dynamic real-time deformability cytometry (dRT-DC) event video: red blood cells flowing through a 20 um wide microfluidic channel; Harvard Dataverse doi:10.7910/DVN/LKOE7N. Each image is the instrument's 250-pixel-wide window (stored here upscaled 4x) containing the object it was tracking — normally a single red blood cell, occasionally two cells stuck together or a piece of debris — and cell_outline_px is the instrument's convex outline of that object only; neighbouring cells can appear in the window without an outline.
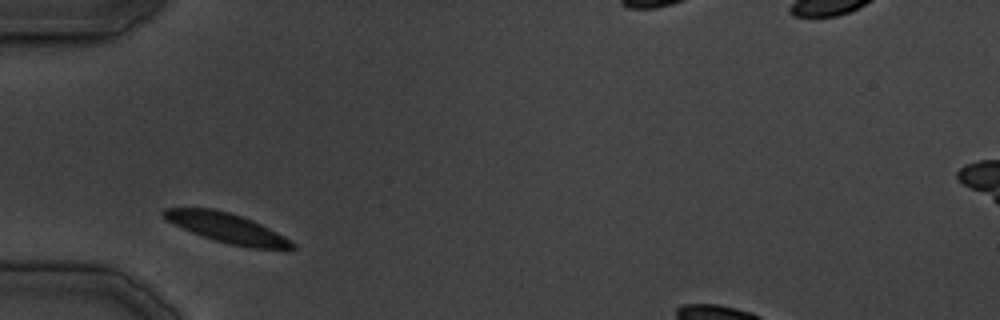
{"species": "common noctule bat (a hibernating species)", "species_latin": "Nyctalus noctula", "temperature_condition": "cold", "stored_images_in_passage": 7, "camera_frame_rate_fps": 3000, "um_per_image_px": 0.085, "animal": {"sex": "male", "body_mass_g": 19.5, "forearm_length_mm": 54.6}, "frame": {"image": 1, "passage_image": 1, "time_ms": 0.0, "image_size_px": [1000, 320], "cell_outline_px": [[296, 248], [288, 252], [248, 248], [216, 240], [192, 232], [168, 220], [160, 212], [164, 208], [212, 208], [228, 212], [252, 220], [276, 232], [296, 244]], "centroid_in_image_um": [19.41, 19.42], "position_along_channel_um": 65.6, "area_um2": 22.2}}
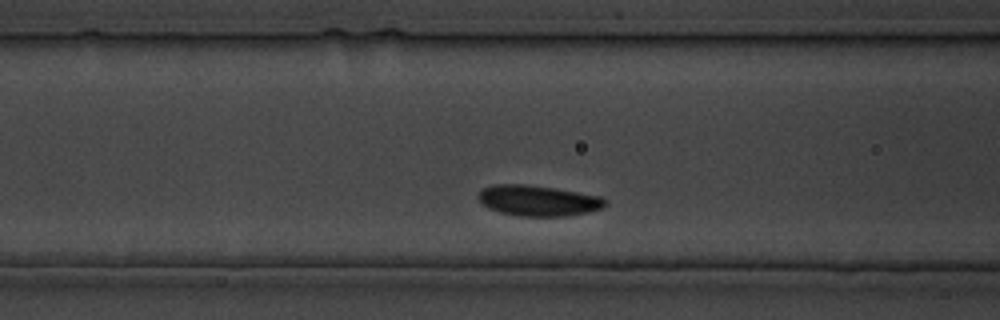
{"frame": {"image": 2, "passage_image": 4, "time_ms": 4.333, "image_size_px": [1000, 320], "cell_outline_px": [[608, 204], [604, 208], [588, 212], [564, 216], [520, 216], [500, 212], [488, 208], [476, 196], [484, 188], [496, 184], [524, 184], [552, 188], [600, 196], [608, 200]], "centroid_in_image_um": [45.78, 17.06], "position_along_channel_um": 120.8, "area_um2": 22.54}}
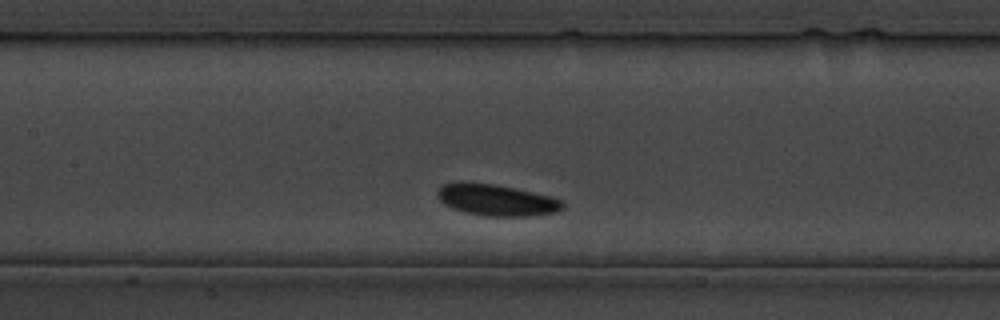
{"frame": {"image": 3, "passage_image": 6, "time_ms": 7.667, "image_size_px": [1000, 320], "cell_outline_px": [[564, 208], [556, 212], [528, 216], [488, 216], [468, 212], [444, 204], [436, 196], [436, 192], [444, 184], [460, 180], [492, 184], [516, 188], [552, 196], [564, 200]], "centroid_in_image_um": [42.23, 16.98], "position_along_channel_um": 165.2, "area_um2": 23.06}}